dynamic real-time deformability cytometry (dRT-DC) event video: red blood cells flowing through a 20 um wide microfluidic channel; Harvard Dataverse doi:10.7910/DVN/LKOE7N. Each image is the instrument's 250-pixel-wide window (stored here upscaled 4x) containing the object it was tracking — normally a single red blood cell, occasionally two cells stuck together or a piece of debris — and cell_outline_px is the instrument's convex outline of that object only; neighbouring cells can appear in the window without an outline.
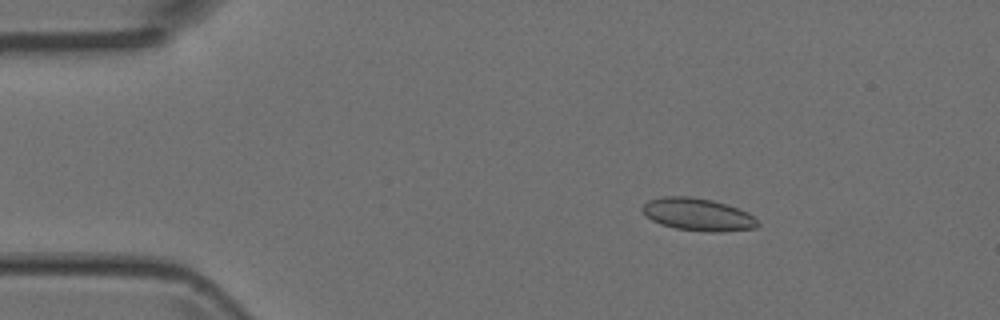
{"species": "Egyptian fruit bat (a non-hibernating species)", "species_latin": "Rousettus aegyptiacus", "temperature_condition": "room temperature", "stored_images_in_passage": 5, "camera_frame_rate_fps": 3000, "um_per_image_px": 0.085, "animal": {"sex": "female"}, "frame": {"image": 1, "passage_image": 3, "time_ms": 0.667, "image_size_px": [1000, 320], "cell_outline_px": [[760, 224], [756, 228], [720, 232], [708, 232], [676, 228], [660, 224], [644, 216], [640, 208], [648, 200], [664, 196], [692, 196], [712, 200], [748, 212]], "centroid_in_image_um": [59.27, 18.23], "position_along_channel_um": 25.7, "area_um2": 21.91}}
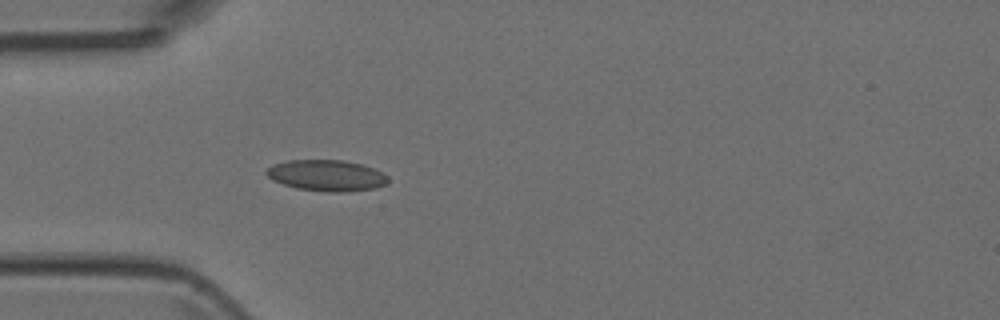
{"frame": {"image": 2, "passage_image": 5, "time_ms": 1.333, "image_size_px": [1000, 320], "cell_outline_px": [[388, 180], [384, 184], [376, 188], [348, 192], [328, 192], [296, 188], [272, 180], [264, 172], [272, 164], [288, 160], [344, 160], [360, 164], [372, 168], [388, 176]], "centroid_in_image_um": [27.73, 14.92], "position_along_channel_um": 57.3, "area_um2": 22.02}}